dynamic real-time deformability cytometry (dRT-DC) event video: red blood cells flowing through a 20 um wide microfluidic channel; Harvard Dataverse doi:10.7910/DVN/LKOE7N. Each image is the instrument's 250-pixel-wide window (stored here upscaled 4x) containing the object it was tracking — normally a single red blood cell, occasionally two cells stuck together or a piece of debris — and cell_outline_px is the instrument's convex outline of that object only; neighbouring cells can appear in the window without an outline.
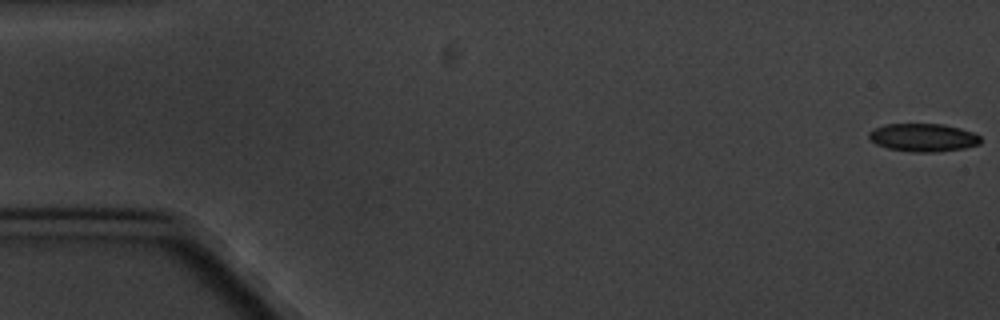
{"species": "common noctule bat (a hibernating species)", "species_latin": "Nyctalus noctula", "temperature_condition": "cold", "stored_images_in_passage": 3, "camera_frame_rate_fps": 3000, "um_per_image_px": 0.085, "animal": {"sex": "male", "body_mass_g": 20.1, "forearm_length_mm": 53.5}, "frame": {"image": 1, "passage_image": 1, "time_ms": 0.0, "image_size_px": [1000, 320], "cell_outline_px": [[980, 144], [964, 148], [936, 152], [912, 152], [888, 148], [876, 144], [868, 136], [868, 132], [872, 128], [888, 124], [944, 124], [960, 128], [972, 132], [980, 136]], "centroid_in_image_um": [78.46, 11.69], "position_along_channel_um": 6.5, "area_um2": 18.26}}